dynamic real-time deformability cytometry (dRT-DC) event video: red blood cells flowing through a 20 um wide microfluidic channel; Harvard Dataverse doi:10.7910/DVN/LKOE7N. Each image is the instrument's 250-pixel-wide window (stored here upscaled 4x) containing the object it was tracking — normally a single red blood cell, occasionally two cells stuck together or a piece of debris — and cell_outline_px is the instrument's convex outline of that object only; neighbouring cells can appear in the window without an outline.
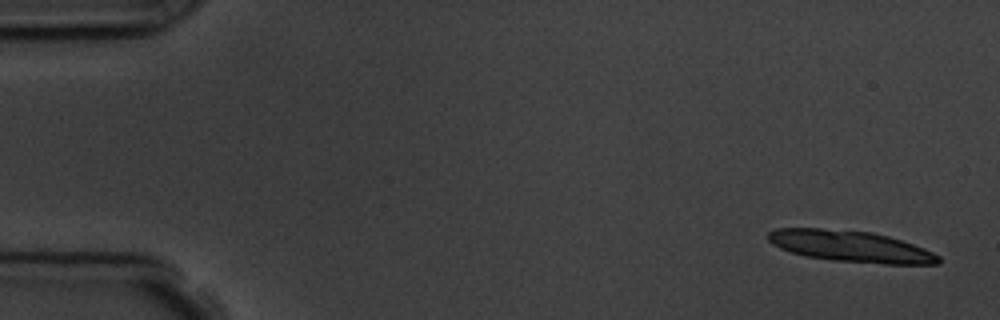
{"species": "common noctule bat (a hibernating species)", "species_latin": "Nyctalus noctula", "temperature_condition": "room temperature", "stored_images_in_passage": 4, "camera_frame_rate_fps": 3000, "um_per_image_px": 0.085, "animal": {"sex": "male", "body_mass_g": 19.5, "forearm_length_mm": 54.6}, "frame": {"image": 1, "passage_image": 1, "time_ms": 0.0, "image_size_px": [1000, 320], "cell_outline_px": [[940, 264], [884, 264], [832, 260], [804, 256], [780, 248], [772, 244], [768, 240], [768, 232], [776, 228], [820, 228], [872, 232], [888, 236], [924, 248], [940, 256]], "centroid_in_image_um": [72.29, 20.94], "position_along_channel_um": 12.7, "area_um2": 31.04}}